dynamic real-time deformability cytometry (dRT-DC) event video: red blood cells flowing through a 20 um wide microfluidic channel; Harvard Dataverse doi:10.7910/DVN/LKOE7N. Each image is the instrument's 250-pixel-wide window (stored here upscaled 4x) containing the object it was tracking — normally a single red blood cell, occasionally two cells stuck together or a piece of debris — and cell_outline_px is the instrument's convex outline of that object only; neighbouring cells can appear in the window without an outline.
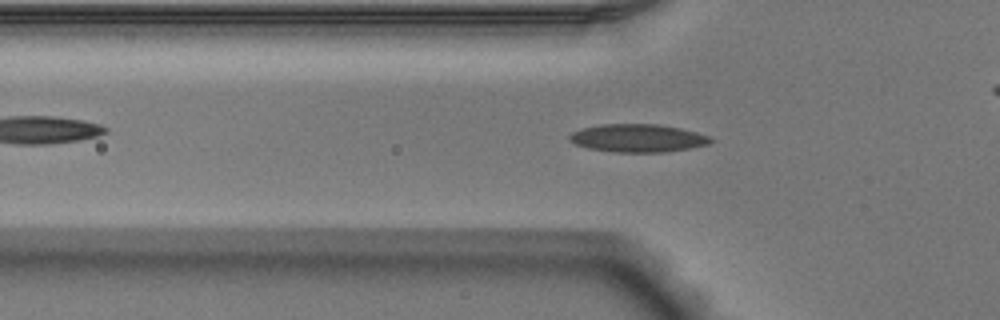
{"species": "Egyptian fruit bat (a non-hibernating species)", "species_latin": "Rousettus aegyptiacus", "temperature_condition": "warm", "stored_images_in_passage": 45, "camera_frame_rate_fps": 3000, "um_per_image_px": 0.085, "animal": {"sex": "male"}, "frame": {"image": 1, "passage_image": 17, "time_ms": 5.333, "image_size_px": [1000, 320], "cell_outline_px": [[716, 140], [708, 144], [692, 148], [668, 152], [616, 152], [588, 148], [576, 144], [568, 140], [568, 136], [572, 132], [584, 128], [604, 124], [656, 124], [680, 128], [696, 132], [708, 136]], "centroid_in_image_um": [54.24, 11.75], "position_along_channel_um": 71.6, "area_um2": 23.0}}
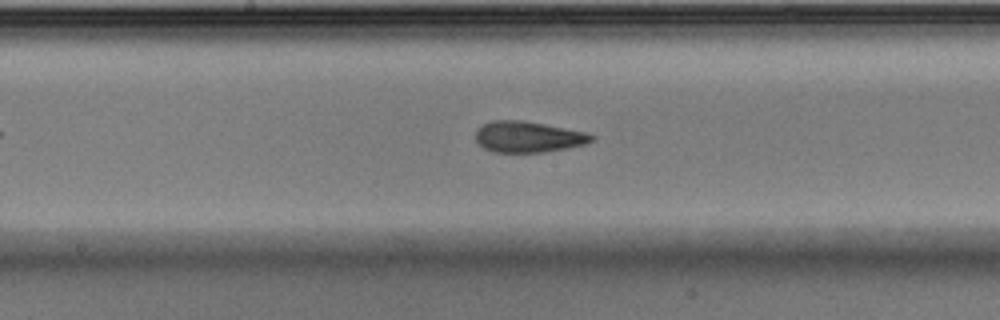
{"frame": {"image": 2, "passage_image": 27, "time_ms": 8.667, "image_size_px": [1000, 320], "cell_outline_px": [[596, 140], [584, 144], [568, 148], [544, 152], [492, 152], [484, 148], [476, 140], [476, 128], [492, 120], [524, 120], [588, 132], [596, 136]], "centroid_in_image_um": [44.93, 11.62], "position_along_channel_um": 203.3, "area_um2": 21.21}}
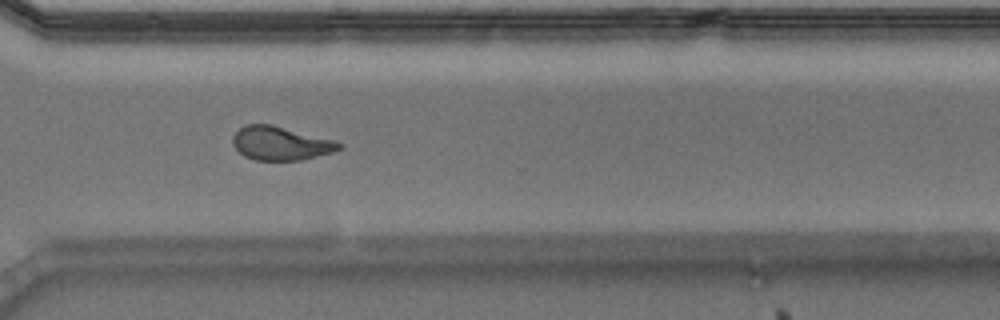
{"frame": {"image": 3, "passage_image": 38, "time_ms": 12.333, "image_size_px": [1000, 320], "cell_outline_px": [[340, 148], [332, 152], [300, 160], [256, 160], [244, 156], [232, 144], [232, 136], [244, 124], [272, 124], [336, 140], [340, 144]], "centroid_in_image_um": [23.82, 12.17], "position_along_channel_um": 346.8, "area_um2": 20.81}}